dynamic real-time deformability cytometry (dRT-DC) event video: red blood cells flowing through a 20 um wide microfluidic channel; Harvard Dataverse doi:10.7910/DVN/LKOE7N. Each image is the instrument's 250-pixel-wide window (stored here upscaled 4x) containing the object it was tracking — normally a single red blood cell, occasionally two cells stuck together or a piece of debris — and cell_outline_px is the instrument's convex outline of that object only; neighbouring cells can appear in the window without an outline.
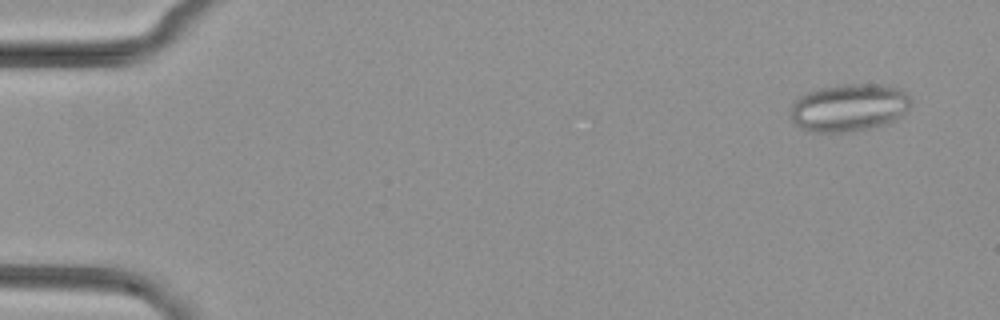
{"species": "common noctule bat (a hibernating species)", "species_latin": "Nyctalus noctula", "temperature_condition": "cold", "stored_images_in_passage": 53, "camera_frame_rate_fps": 3000, "um_per_image_px": 0.085, "animal": {"sex": "female", "body_mass_g": 29.2, "forearm_length_mm": 56.3}, "frame": {"image": 1, "passage_image": 4, "time_ms": 1.0, "image_size_px": [1000, 320], "cell_outline_px": [[908, 108], [904, 112], [892, 120], [868, 128], [844, 132], [816, 132], [800, 128], [788, 116], [792, 104], [800, 96], [808, 92], [820, 88], [844, 84], [880, 84], [900, 88], [908, 96]], "centroid_in_image_um": [72.09, 9.13], "position_along_channel_um": 12.9, "area_um2": 32.89}}
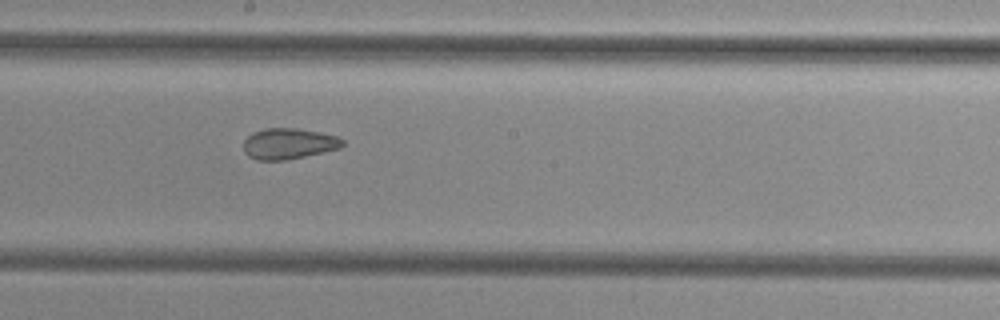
{"frame": {"image": 2, "passage_image": 30, "time_ms": 9.667, "image_size_px": [1000, 320], "cell_outline_px": [[344, 144], [340, 148], [288, 160], [256, 160], [248, 156], [244, 152], [244, 140], [252, 132], [264, 128], [296, 128], [336, 136], [344, 140]], "centroid_in_image_um": [24.5, 12.22], "position_along_channel_um": 223.7, "area_um2": 17.8}}
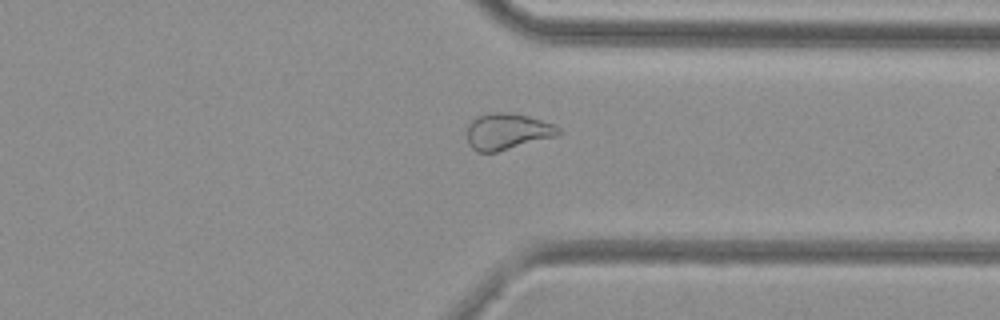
{"frame": {"image": 3, "passage_image": 41, "time_ms": 13.333, "image_size_px": [1000, 320], "cell_outline_px": [[560, 132], [556, 136], [496, 152], [476, 152], [468, 144], [468, 124], [476, 116], [488, 112], [508, 112], [528, 116], [552, 124], [560, 128]], "centroid_in_image_um": [43.08, 11.16], "position_along_channel_um": 368.3, "area_um2": 19.25}}